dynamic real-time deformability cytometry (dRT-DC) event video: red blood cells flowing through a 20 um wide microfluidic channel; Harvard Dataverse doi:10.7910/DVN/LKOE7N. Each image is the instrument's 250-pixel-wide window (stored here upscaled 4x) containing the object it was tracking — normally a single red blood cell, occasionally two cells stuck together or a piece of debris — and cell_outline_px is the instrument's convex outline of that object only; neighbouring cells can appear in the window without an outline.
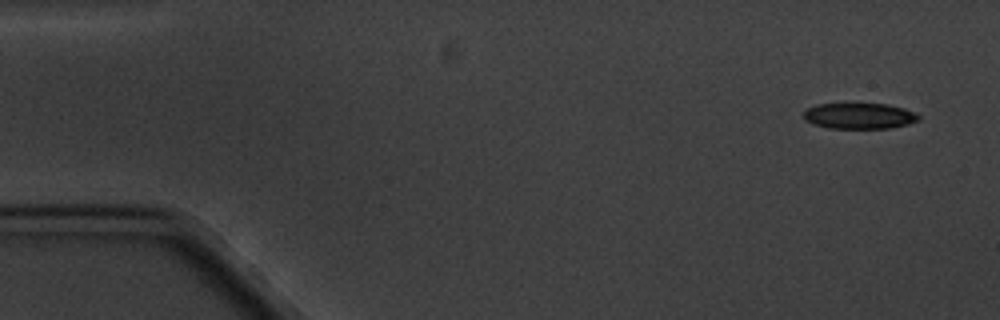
{"species": "common noctule bat (a hibernating species)", "species_latin": "Nyctalus noctula", "temperature_condition": "cold", "stored_images_in_passage": 4, "camera_frame_rate_fps": 3000, "um_per_image_px": 0.085, "animal": {"sex": "male", "body_mass_g": 20.1, "forearm_length_mm": 53.5}, "frame": {"image": 1, "passage_image": 1, "time_ms": 0.0, "image_size_px": [1000, 320], "cell_outline_px": [[920, 120], [908, 124], [892, 128], [828, 128], [812, 124], [804, 120], [804, 112], [808, 108], [816, 104], [888, 104], [904, 108], [916, 112], [920, 116]], "centroid_in_image_um": [73.07, 9.86], "position_along_channel_um": 11.9, "area_um2": 17.46}}